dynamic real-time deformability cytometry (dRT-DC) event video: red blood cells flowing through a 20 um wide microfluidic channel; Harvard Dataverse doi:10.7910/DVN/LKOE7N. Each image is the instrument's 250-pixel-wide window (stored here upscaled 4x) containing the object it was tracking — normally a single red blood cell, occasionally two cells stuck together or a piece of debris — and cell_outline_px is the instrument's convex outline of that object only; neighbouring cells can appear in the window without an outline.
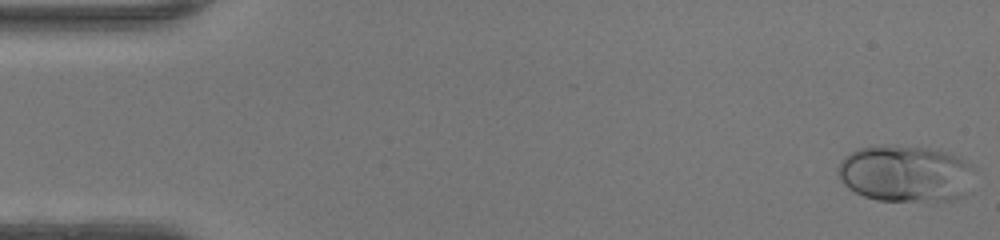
{"species": "human", "species_latin": "Homo sapiens", "temperature_condition": "warm", "stored_images_in_passage": 48, "camera_frame_rate_fps": 3000, "um_per_image_px": 0.085, "donor": {"sex": "female"}, "frame": {"image": 1, "passage_image": 1, "time_ms": 0.0, "image_size_px": [1000, 240], "cell_outline_px": [[972, 168], [968, 192], [964, 196], [956, 200], [936, 204], [932, 204], [876, 200], [864, 196], [848, 188], [840, 180], [836, 172], [840, 160], [844, 156], [860, 148], [892, 144], [928, 148], [948, 152], [972, 164]], "centroid_in_image_um": [76.98, 14.81], "position_along_channel_um": 8.0, "area_um2": 46.41}}
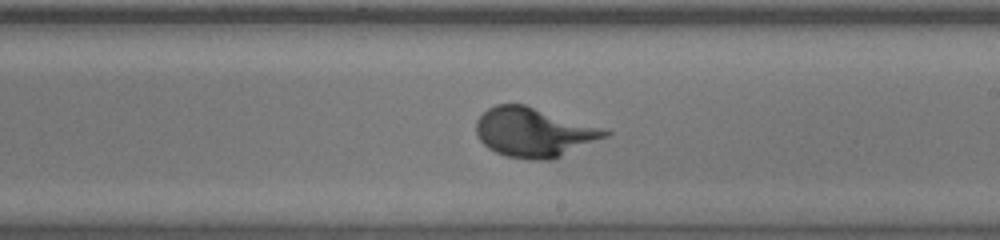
{"frame": {"image": 2, "passage_image": 28, "time_ms": 9.0, "image_size_px": [1000, 240], "cell_outline_px": [[612, 132], [608, 136], [552, 160], [532, 160], [508, 156], [496, 152], [488, 148], [476, 136], [476, 120], [488, 108], [496, 104], [524, 104], [608, 128]], "centroid_in_image_um": [45.42, 11.23], "position_along_channel_um": 243.6, "area_um2": 37.4}}
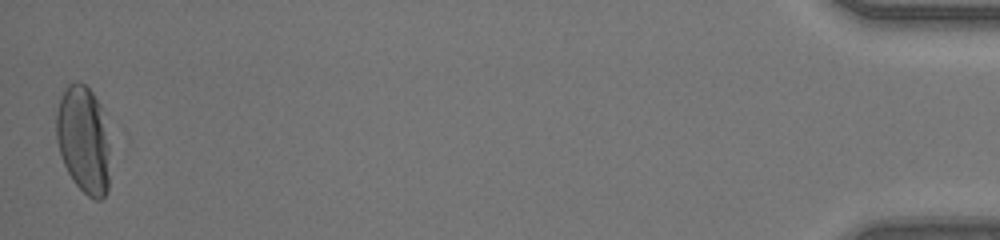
{"frame": {"image": 3, "passage_image": 48, "time_ms": 15.667, "image_size_px": [1000, 240], "cell_outline_px": [[108, 188], [104, 196], [100, 200], [96, 200], [88, 196], [72, 180], [60, 156], [56, 140], [56, 112], [60, 96], [64, 88], [68, 84], [76, 80], [80, 80], [92, 92], [100, 104], [108, 144]], "centroid_in_image_um": [7.05, 11.84], "position_along_channel_um": 428.1, "area_um2": 33.58}}